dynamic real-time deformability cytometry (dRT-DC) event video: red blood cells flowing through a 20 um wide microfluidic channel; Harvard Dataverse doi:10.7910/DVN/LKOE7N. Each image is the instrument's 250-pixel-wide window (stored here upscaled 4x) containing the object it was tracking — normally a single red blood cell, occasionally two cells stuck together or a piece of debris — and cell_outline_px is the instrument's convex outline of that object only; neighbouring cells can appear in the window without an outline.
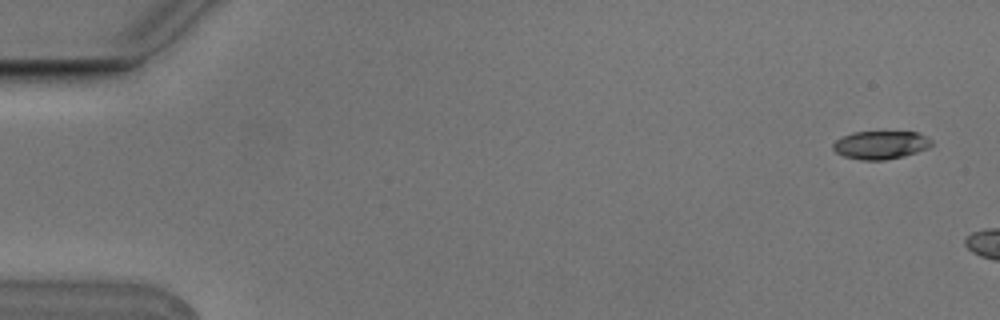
{"species": "Egyptian fruit bat (a non-hibernating species)", "species_latin": "Rousettus aegyptiacus", "temperature_condition": "cold", "stored_images_in_passage": 3, "camera_frame_rate_fps": 3000, "um_per_image_px": 0.085, "animal": {"sex": "male"}, "frame": {"image": 1, "passage_image": 1, "time_ms": 0.0, "image_size_px": [1000, 320], "cell_outline_px": [[932, 144], [928, 148], [904, 156], [884, 160], [860, 160], [844, 156], [836, 152], [832, 148], [832, 144], [836, 140], [852, 132], [916, 132], [928, 136], [932, 140]], "centroid_in_image_um": [74.86, 12.32], "position_along_channel_um": 10.1, "area_um2": 16.18}}